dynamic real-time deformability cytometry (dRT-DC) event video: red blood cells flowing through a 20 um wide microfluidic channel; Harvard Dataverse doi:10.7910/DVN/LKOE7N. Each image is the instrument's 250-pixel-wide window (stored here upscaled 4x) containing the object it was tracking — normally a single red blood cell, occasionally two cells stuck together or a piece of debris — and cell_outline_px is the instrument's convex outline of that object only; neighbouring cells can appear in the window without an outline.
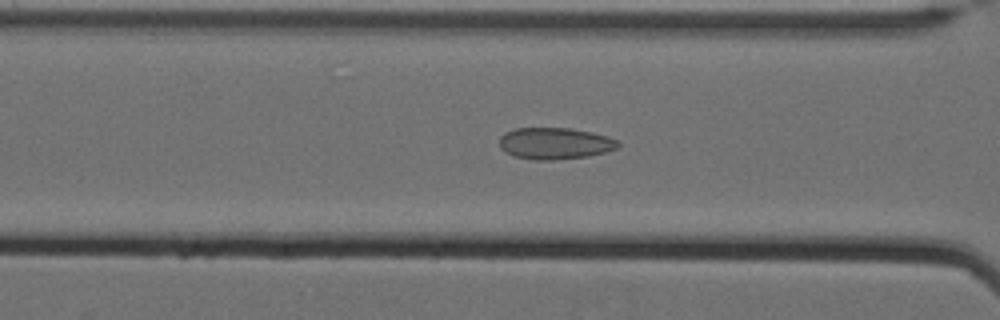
{"species": "Egyptian fruit bat (a non-hibernating species)", "species_latin": "Rousettus aegyptiacus", "temperature_condition": "cold", "stored_images_in_passage": 52, "camera_frame_rate_fps": 3000, "um_per_image_px": 0.085, "animal": {"sex": "female"}, "frame": {"image": 1, "passage_image": 19, "time_ms": 6.0, "image_size_px": [1000, 320], "cell_outline_px": [[620, 144], [616, 148], [604, 152], [588, 156], [552, 160], [532, 160], [516, 156], [500, 148], [500, 136], [504, 132], [516, 128], [568, 128], [592, 132], [608, 136], [616, 140]], "centroid_in_image_um": [47.15, 12.18], "position_along_channel_um": 119.4, "area_um2": 21.73}}
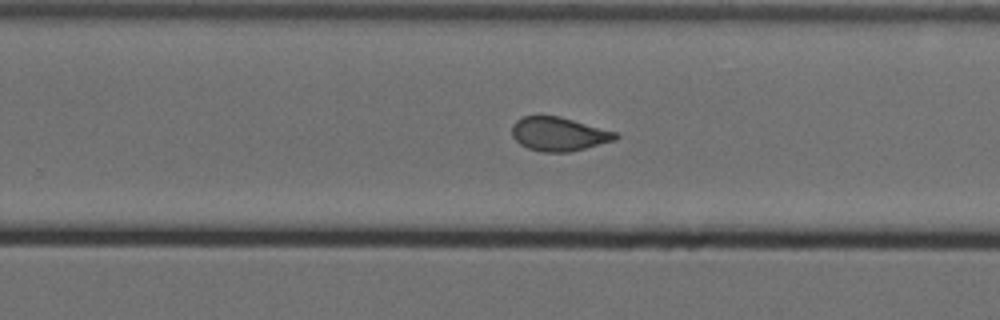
{"frame": {"image": 2, "passage_image": 33, "time_ms": 10.667, "image_size_px": [1000, 320], "cell_outline_px": [[620, 136], [616, 140], [568, 152], [540, 152], [528, 148], [520, 144], [512, 136], [512, 124], [516, 120], [524, 116], [560, 116], [616, 132]], "centroid_in_image_um": [47.48, 11.39], "position_along_channel_um": 282.3, "area_um2": 20.35}}
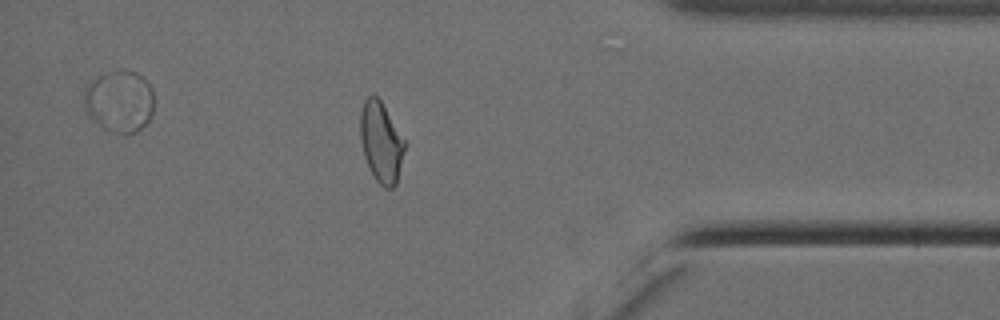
{"frame": {"image": 3, "passage_image": 45, "time_ms": 14.667, "image_size_px": [1000, 320], "cell_outline_px": [[404, 148], [396, 184], [392, 188], [384, 188], [376, 180], [364, 156], [360, 140], [360, 112], [364, 100], [372, 92], [380, 100], [404, 140]], "centroid_in_image_um": [32.35, 12.06], "position_along_channel_um": 402.8, "area_um2": 20.35}, "authors_computed_cell_mechanics": {"area_um2": 21.2415, "velocity_mm_per_s": 3.4779, "shape_relaxation_time_tau1_ms": null, "shape_relaxation_time_tau2_ms": 1.6011, "deformation_change_tau1": null, "deformation_change_tau2": 0.0811}}